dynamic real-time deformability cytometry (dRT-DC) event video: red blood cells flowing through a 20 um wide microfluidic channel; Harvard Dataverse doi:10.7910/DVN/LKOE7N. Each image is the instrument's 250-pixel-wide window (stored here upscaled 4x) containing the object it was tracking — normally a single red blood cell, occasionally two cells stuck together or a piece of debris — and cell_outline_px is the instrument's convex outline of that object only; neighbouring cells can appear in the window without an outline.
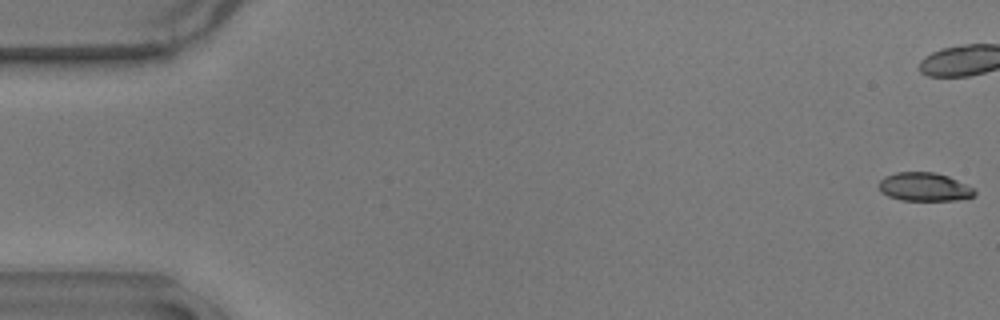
{"species": "common noctule bat (a hibernating species)", "species_latin": "Nyctalus noctula", "temperature_condition": "warm", "stored_images_in_passage": 45, "camera_frame_rate_fps": 3000, "um_per_image_px": 0.085, "animal": {"sex": "male", "body_mass_g": 17.9}, "frame": {"image": 1, "passage_image": 1, "time_ms": 0.0, "image_size_px": [1000, 320], "cell_outline_px": [[976, 192], [972, 196], [956, 200], [900, 200], [888, 196], [880, 192], [880, 180], [884, 176], [896, 172], [936, 172], [948, 176], [972, 188]], "centroid_in_image_um": [78.52, 15.88], "position_along_channel_um": 6.5, "area_um2": 15.72}}
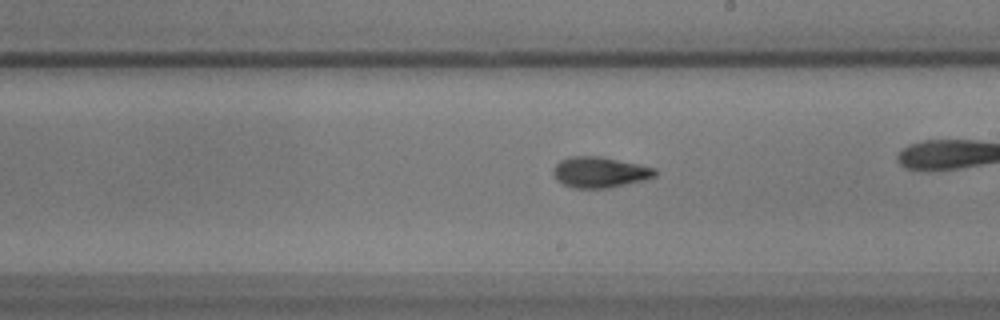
{"frame": {"image": 2, "passage_image": 32, "time_ms": 10.333, "image_size_px": [1000, 320], "cell_outline_px": [[656, 176], [644, 180], [608, 188], [572, 188], [556, 180], [552, 172], [556, 164], [560, 160], [568, 156], [600, 156], [640, 164], [656, 168]], "centroid_in_image_um": [50.97, 14.63], "position_along_channel_um": 238.0, "area_um2": 18.38}, "authors_computed_cell_mechanics": {"area_um2": 17.8024, "velocity_mm_per_s": 3.6488, "shape_relaxation_time_tau1_ms": 5.8573, "shape_relaxation_time_tau2_ms": 1.6894, "deformation_change_tau1": 0.1667, "deformation_change_tau2": 0.0835}}